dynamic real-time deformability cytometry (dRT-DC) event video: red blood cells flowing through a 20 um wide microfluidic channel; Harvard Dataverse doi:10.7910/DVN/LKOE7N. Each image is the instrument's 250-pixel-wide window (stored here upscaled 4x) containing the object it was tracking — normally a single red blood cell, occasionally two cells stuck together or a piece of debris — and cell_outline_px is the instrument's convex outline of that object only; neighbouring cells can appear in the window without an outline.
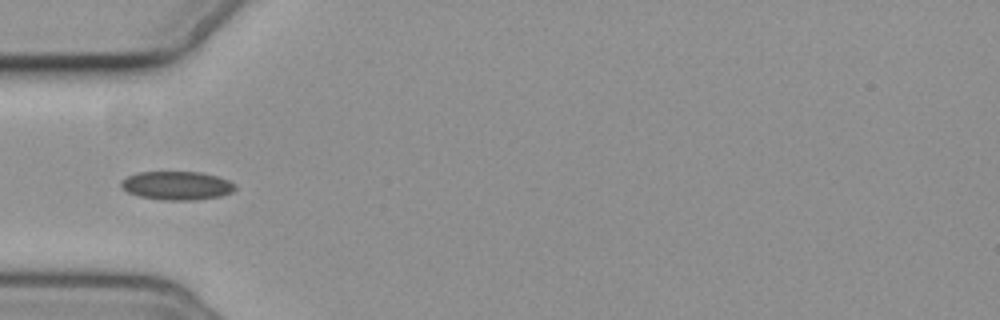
{"species": "common noctule bat (a hibernating species)", "species_latin": "Nyctalus noctula", "temperature_condition": "cold", "stored_images_in_passage": 5, "camera_frame_rate_fps": 3000, "um_per_image_px": 0.085, "animal": {"sex": "female", "body_mass_g": 19.3, "forearm_length_mm": 54.1}, "frame": {"image": 1, "passage_image": 5, "time_ms": 5.0, "image_size_px": [1000, 320], "cell_outline_px": [[236, 188], [232, 192], [220, 196], [196, 200], [160, 200], [140, 196], [128, 192], [120, 184], [120, 180], [136, 172], [200, 172], [216, 176], [228, 180], [236, 184]], "centroid_in_image_um": [15.04, 15.77], "position_along_channel_um": 70.0, "area_um2": 19.02}}